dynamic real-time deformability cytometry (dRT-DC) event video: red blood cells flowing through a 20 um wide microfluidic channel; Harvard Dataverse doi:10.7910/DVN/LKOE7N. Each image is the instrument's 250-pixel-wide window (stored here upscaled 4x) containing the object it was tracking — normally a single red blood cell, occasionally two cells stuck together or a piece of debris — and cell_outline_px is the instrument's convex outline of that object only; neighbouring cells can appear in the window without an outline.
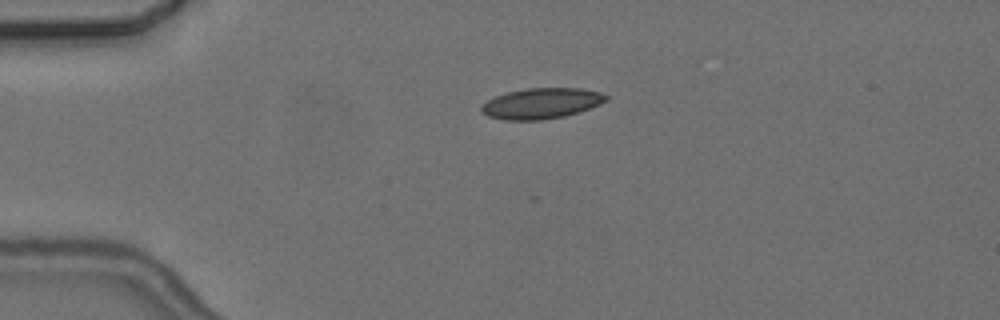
{"species": "common noctule bat (a hibernating species)", "species_latin": "Nyctalus noctula", "temperature_condition": "cold", "stored_images_in_passage": 2, "camera_frame_rate_fps": 3000, "um_per_image_px": 0.085, "animal": {"sex": "female", "body_mass_g": 24.6, "forearm_length_mm": 56.2}, "frame": {"image": 1, "passage_image": 1, "time_ms": 0.0, "image_size_px": [1000, 320], "cell_outline_px": [[608, 100], [600, 104], [564, 116], [544, 120], [504, 120], [488, 116], [480, 112], [480, 104], [496, 96], [508, 92], [528, 88], [580, 88], [600, 92], [608, 96]], "centroid_in_image_um": [45.98, 8.79], "position_along_channel_um": 39.0, "area_um2": 22.25}}